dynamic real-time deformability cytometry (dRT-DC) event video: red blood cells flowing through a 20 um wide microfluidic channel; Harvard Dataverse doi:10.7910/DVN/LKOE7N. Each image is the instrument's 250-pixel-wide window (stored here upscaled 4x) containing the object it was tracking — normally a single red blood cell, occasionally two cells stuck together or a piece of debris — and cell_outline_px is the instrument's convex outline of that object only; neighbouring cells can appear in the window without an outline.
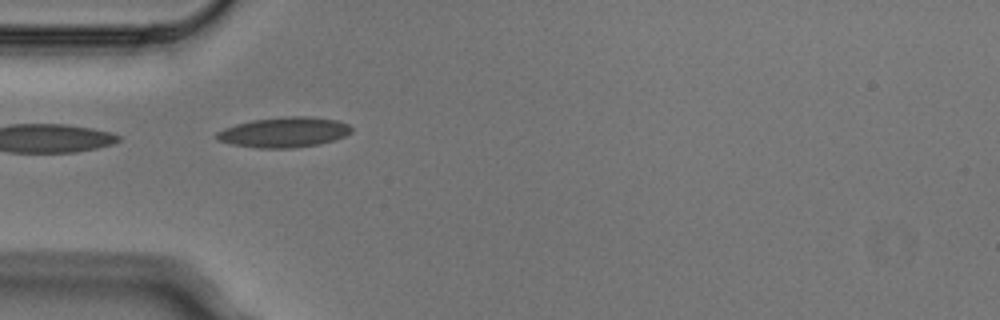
{"species": "Egyptian fruit bat (a non-hibernating species)", "species_latin": "Rousettus aegyptiacus", "temperature_condition": "cold", "stored_images_in_passage": 4, "camera_frame_rate_fps": 3000, "um_per_image_px": 0.085, "animal": {"sex": "male"}, "frame": {"image": 1, "passage_image": 3, "time_ms": 0.667, "image_size_px": [1000, 320], "cell_outline_px": [[352, 132], [344, 136], [320, 144], [292, 148], [260, 148], [232, 144], [216, 140], [216, 132], [224, 128], [236, 124], [252, 120], [288, 116], [308, 116], [336, 120], [348, 124], [352, 128]], "centroid_in_image_um": [24.13, 11.24], "position_along_channel_um": 60.9, "area_um2": 23.64}}